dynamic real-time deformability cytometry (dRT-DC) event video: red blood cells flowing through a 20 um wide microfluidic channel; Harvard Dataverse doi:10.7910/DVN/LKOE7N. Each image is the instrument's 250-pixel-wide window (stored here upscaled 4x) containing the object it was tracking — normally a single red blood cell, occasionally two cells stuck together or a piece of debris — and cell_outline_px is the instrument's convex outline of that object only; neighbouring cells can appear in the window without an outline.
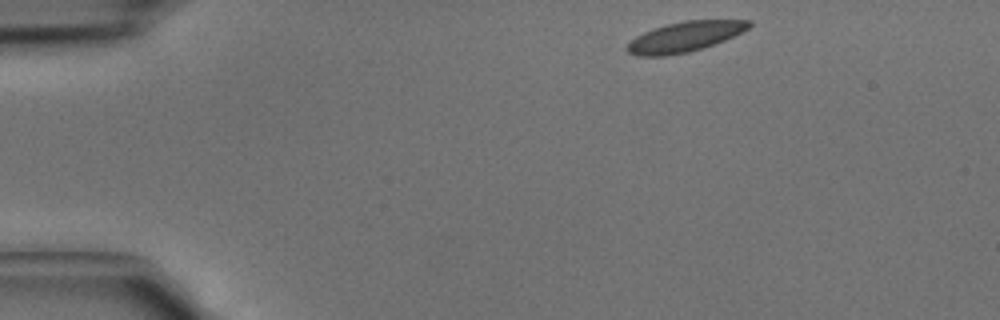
{"species": "common noctule bat (a hibernating species)", "species_latin": "Nyctalus noctula", "temperature_condition": "cold", "stored_images_in_passage": 37, "camera_frame_rate_fps": 3000, "um_per_image_px": 0.085, "animal": {"sex": "male", "body_mass_g": 15.6}, "frame": {"image": 1, "passage_image": 1, "time_ms": 0.0, "image_size_px": [1000, 320], "cell_outline_px": [[752, 24], [748, 28], [724, 40], [688, 52], [668, 56], [636, 56], [628, 52], [624, 48], [636, 36], [644, 32], [668, 24], [684, 20], [752, 20]], "centroid_in_image_um": [58.17, 3.13], "position_along_channel_um": 26.8, "area_um2": 21.1}}
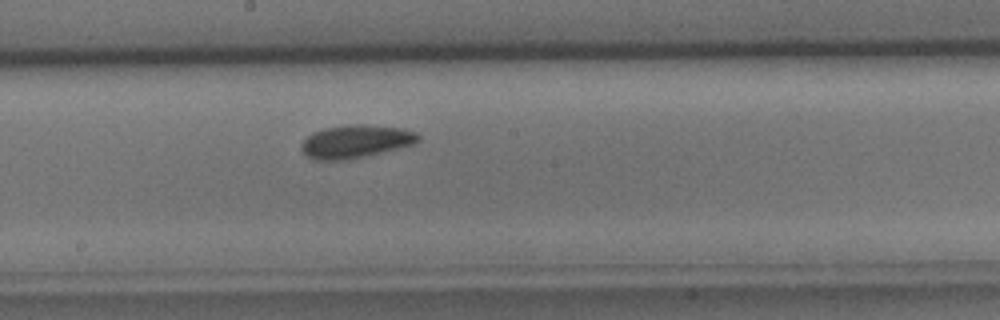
{"frame": {"image": 2, "passage_image": 18, "time_ms": 5.667, "image_size_px": [1000, 320], "cell_outline_px": [[420, 140], [412, 144], [368, 156], [344, 160], [312, 160], [300, 148], [300, 144], [312, 132], [324, 128], [348, 124], [364, 124], [400, 128], [416, 132], [420, 136]], "centroid_in_image_um": [30.2, 12.02], "position_along_channel_um": 218.0, "area_um2": 22.54}}
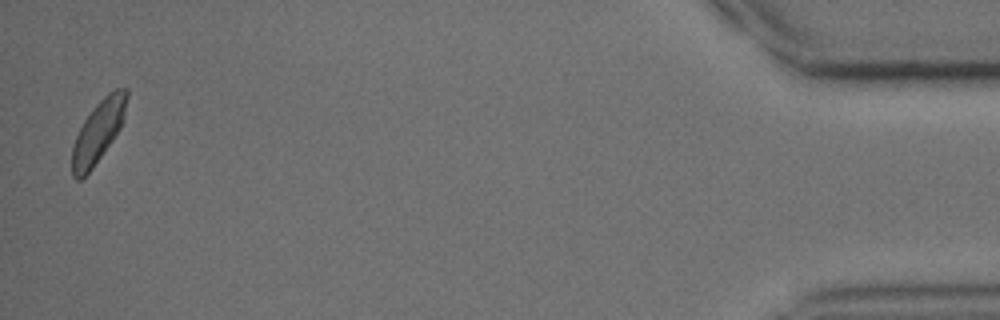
{"frame": {"image": 3, "passage_image": 37, "time_ms": 12.0, "image_size_px": [1000, 320], "cell_outline_px": [[128, 96], [124, 120], [120, 128], [112, 140], [92, 168], [80, 180], [76, 180], [72, 176], [72, 148], [76, 136], [84, 120], [96, 104], [108, 92], [116, 88], [128, 88]], "centroid_in_image_um": [8.36, 11.15], "position_along_channel_um": 426.8, "area_um2": 19.59}}